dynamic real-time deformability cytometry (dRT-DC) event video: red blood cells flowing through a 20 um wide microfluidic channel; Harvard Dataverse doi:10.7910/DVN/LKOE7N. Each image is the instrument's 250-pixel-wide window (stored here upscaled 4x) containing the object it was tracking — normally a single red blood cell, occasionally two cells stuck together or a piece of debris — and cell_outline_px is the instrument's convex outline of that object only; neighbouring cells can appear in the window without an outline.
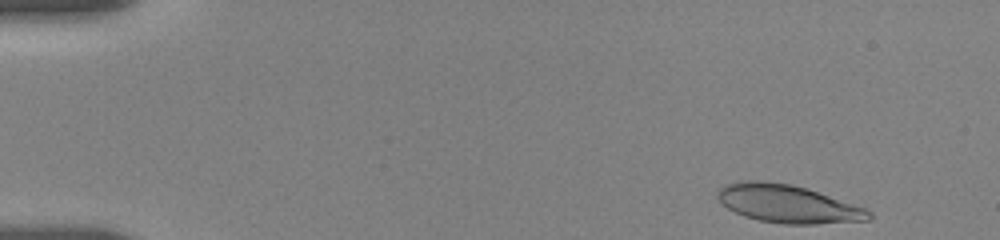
{"species": "human", "species_latin": "Homo sapiens", "temperature_condition": "room temperature", "stored_images_in_passage": 9, "camera_frame_rate_fps": 3000, "um_per_image_px": 0.085, "donor": {"sex": "female"}, "frame": {"image": 1, "passage_image": 1, "time_ms": 0.0, "image_size_px": [1000, 240], "cell_outline_px": [[872, 220], [816, 224], [784, 224], [760, 220], [744, 216], [720, 204], [716, 196], [716, 192], [724, 184], [748, 180], [760, 180], [792, 184], [864, 208], [872, 212]], "centroid_in_image_um": [66.91, 17.33], "position_along_channel_um": 18.1, "area_um2": 33.29}}
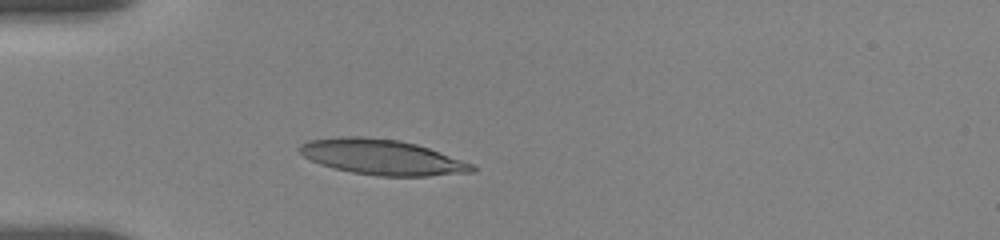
{"frame": {"image": 2, "passage_image": 7, "time_ms": 3.667, "image_size_px": [1000, 240], "cell_outline_px": [[476, 172], [428, 176], [380, 176], [352, 172], [332, 168], [320, 164], [304, 156], [296, 148], [300, 144], [308, 140], [340, 136], [364, 136], [396, 140], [416, 144], [428, 148], [472, 164], [476, 168]], "centroid_in_image_um": [32.43, 13.35], "position_along_channel_um": 52.6, "area_um2": 35.43}}
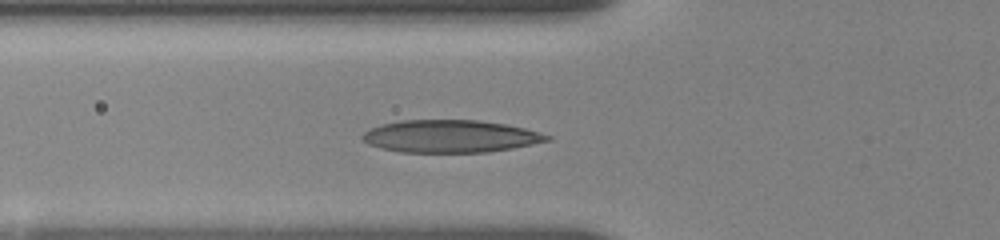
{"frame": {"image": 3, "passage_image": 9, "time_ms": 5.0, "image_size_px": [1000, 240], "cell_outline_px": [[552, 140], [512, 148], [488, 152], [400, 152], [380, 148], [368, 144], [360, 140], [360, 136], [364, 132], [380, 124], [400, 120], [476, 120], [508, 124], [524, 128], [552, 136]], "centroid_in_image_um": [38.25, 11.58], "position_along_channel_um": 87.6, "area_um2": 35.14}}